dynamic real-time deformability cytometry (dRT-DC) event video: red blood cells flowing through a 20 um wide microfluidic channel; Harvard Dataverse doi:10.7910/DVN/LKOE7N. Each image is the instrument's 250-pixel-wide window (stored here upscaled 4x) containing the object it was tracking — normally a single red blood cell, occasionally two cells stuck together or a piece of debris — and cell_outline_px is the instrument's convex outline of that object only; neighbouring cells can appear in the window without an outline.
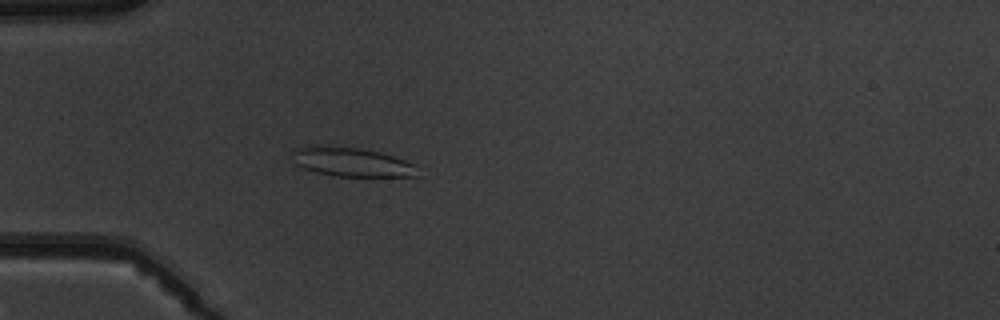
{"species": "common noctule bat (a hibernating species)", "species_latin": "Nyctalus noctula", "temperature_condition": "warm", "stored_images_in_passage": 5, "camera_frame_rate_fps": 3000, "um_per_image_px": 0.085, "animal": {"sex": "male", "body_mass_g": 19.5, "forearm_length_mm": 54.6}, "frame": {"image": 1, "passage_image": 5, "time_ms": 5.333, "image_size_px": [1000, 320], "cell_outline_px": [[420, 176], [336, 176], [316, 172], [304, 168], [296, 164], [292, 152], [292, 148], [312, 144], [360, 148], [380, 152], [416, 164]], "centroid_in_image_um": [29.87, 13.75], "position_along_channel_um": 55.1, "area_um2": 21.44}}